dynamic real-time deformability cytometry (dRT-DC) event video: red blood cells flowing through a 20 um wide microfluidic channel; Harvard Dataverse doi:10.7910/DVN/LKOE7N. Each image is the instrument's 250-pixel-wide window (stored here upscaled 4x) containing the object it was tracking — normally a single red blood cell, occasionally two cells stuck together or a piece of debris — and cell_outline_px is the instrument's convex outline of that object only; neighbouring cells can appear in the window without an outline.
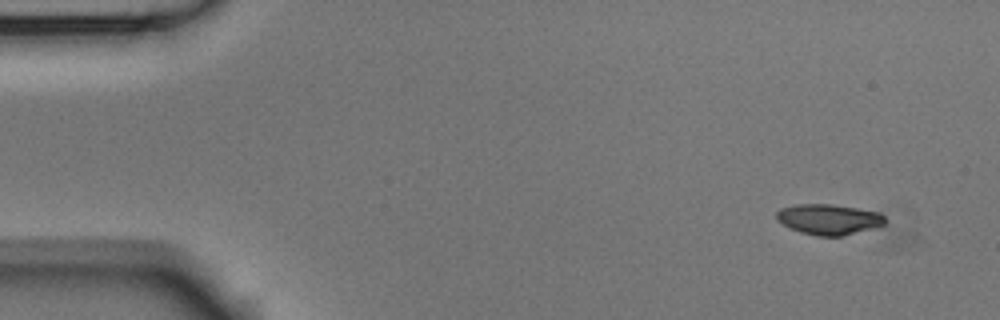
{"species": "Egyptian fruit bat (a non-hibernating species)", "species_latin": "Rousettus aegyptiacus", "temperature_condition": "room temperature", "stored_images_in_passage": 4, "camera_frame_rate_fps": 3000, "um_per_image_px": 0.085, "animal": {"sex": "male"}, "frame": {"image": 1, "passage_image": 1, "time_ms": 0.0, "image_size_px": [1000, 320], "cell_outline_px": [[888, 224], [880, 228], [840, 236], [816, 236], [800, 232], [776, 220], [776, 212], [780, 208], [800, 204], [832, 204], [880, 212], [888, 220]], "centroid_in_image_um": [70.54, 18.65], "position_along_channel_um": 14.5, "area_um2": 19.65}}
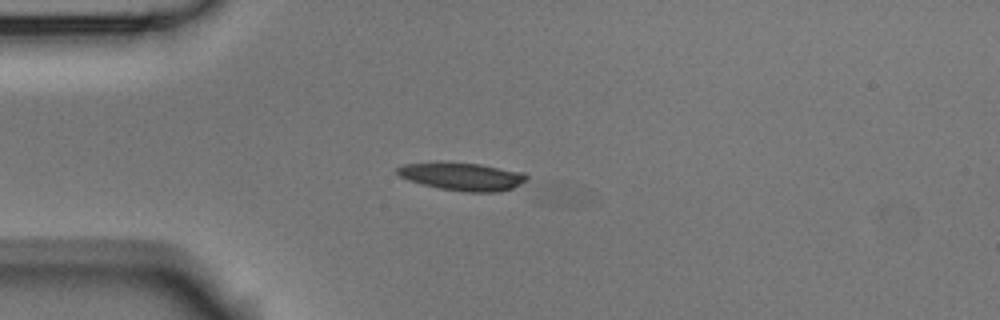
{"frame": {"image": 2, "passage_image": 3, "time_ms": 0.667, "image_size_px": [1000, 320], "cell_outline_px": [[528, 176], [520, 184], [512, 188], [500, 192], [464, 192], [440, 188], [408, 180], [400, 176], [396, 172], [396, 168], [404, 164], [444, 160], [448, 160], [480, 164], [524, 172]], "centroid_in_image_um": [39.26, 14.97], "position_along_channel_um": 45.7, "area_um2": 21.44}}